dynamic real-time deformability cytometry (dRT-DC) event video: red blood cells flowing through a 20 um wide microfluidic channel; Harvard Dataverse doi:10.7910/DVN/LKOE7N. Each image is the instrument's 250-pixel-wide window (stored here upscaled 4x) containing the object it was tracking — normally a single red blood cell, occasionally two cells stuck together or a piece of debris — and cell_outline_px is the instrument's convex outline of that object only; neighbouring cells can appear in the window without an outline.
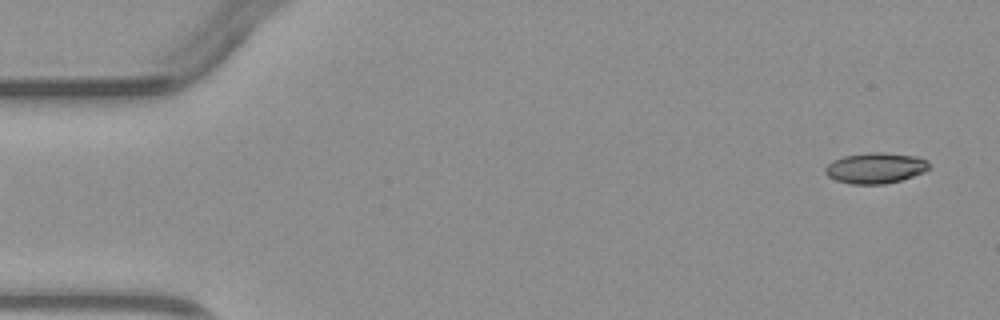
{"species": "common noctule bat (a hibernating species)", "species_latin": "Nyctalus noctula", "temperature_condition": "warm", "stored_images_in_passage": 4, "camera_frame_rate_fps": 3000, "um_per_image_px": 0.085, "animal": {"sex": "male", "body_mass_g": 23.1, "forearm_length_mm": 52.7}, "frame": {"image": 1, "passage_image": 1, "time_ms": 0.0, "image_size_px": [1000, 320], "cell_outline_px": [[932, 168], [924, 172], [900, 180], [884, 184], [848, 184], [836, 180], [828, 176], [824, 172], [824, 168], [832, 160], [844, 156], [868, 152], [884, 152], [916, 156], [928, 160]], "centroid_in_image_um": [74.42, 14.27], "position_along_channel_um": 10.6, "area_um2": 18.84}}
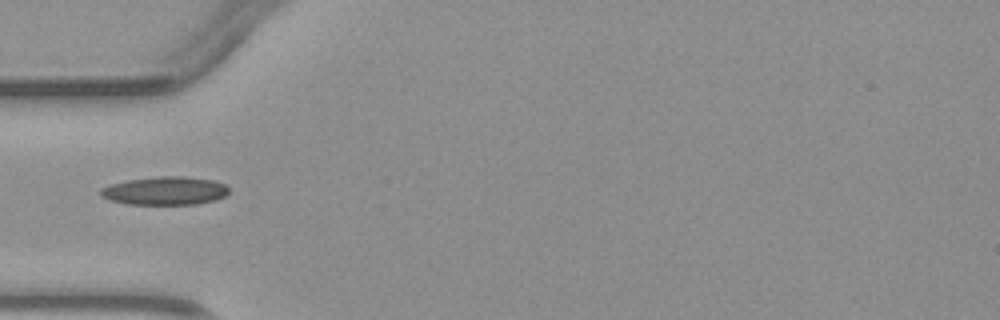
{"frame": {"image": 2, "passage_image": 4, "time_ms": 4.333, "image_size_px": [1000, 320], "cell_outline_px": [[228, 192], [224, 196], [216, 200], [196, 204], [128, 204], [108, 200], [100, 196], [100, 188], [112, 184], [128, 180], [156, 176], [184, 176], [212, 180], [224, 184], [228, 188]], "centroid_in_image_um": [14.0, 16.22], "position_along_channel_um": 71.0, "area_um2": 21.15}}